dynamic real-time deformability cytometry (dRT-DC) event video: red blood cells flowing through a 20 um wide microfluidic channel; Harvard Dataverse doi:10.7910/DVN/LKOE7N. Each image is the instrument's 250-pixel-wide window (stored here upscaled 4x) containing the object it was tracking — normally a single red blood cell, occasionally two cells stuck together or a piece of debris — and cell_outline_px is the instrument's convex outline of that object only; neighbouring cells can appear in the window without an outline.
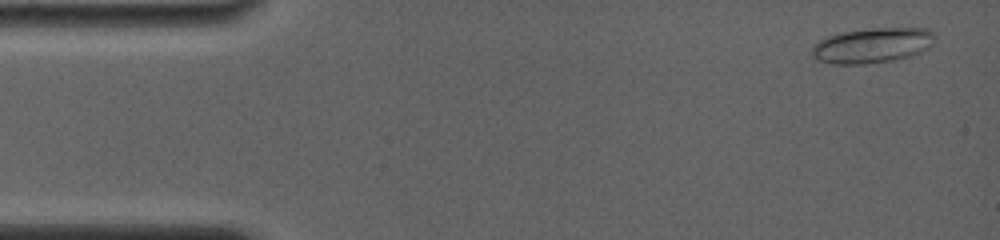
{"species": "common noctule bat (a hibernating species)", "species_latin": "Nyctalus noctula", "temperature_condition": "room temperature", "stored_images_in_passage": 7, "camera_frame_rate_fps": 4000, "um_per_image_px": 0.085, "animal": {"sex": "female", "body_mass_g": 19.0, "forearm_length_mm": 56.7}, "frame": {"image": 1, "passage_image": 1, "time_ms": 0.0, "image_size_px": [1000, 240], "cell_outline_px": [[936, 36], [932, 44], [928, 48], [912, 56], [892, 60], [864, 64], [832, 64], [816, 60], [812, 56], [812, 44], [828, 36], [844, 32], [872, 28], [928, 28]], "centroid_in_image_um": [74.14, 3.86], "position_along_channel_um": 10.9, "area_um2": 25.26}}
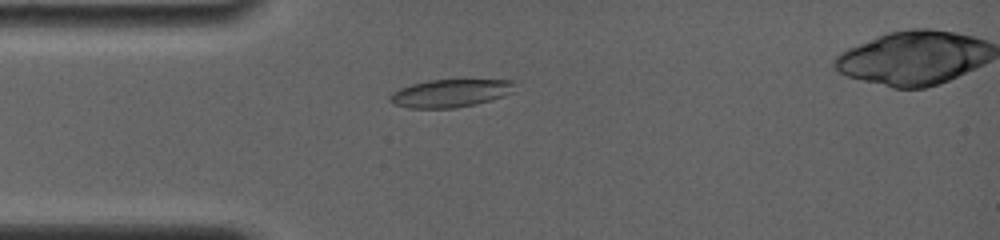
{"frame": {"image": 2, "passage_image": 5, "time_ms": 3.5, "image_size_px": [1000, 240], "cell_outline_px": [[516, 92], [504, 96], [476, 104], [456, 108], [408, 108], [392, 104], [388, 100], [388, 96], [392, 92], [400, 88], [412, 84], [428, 80], [512, 80]], "centroid_in_image_um": [38.26, 7.93], "position_along_channel_um": 46.7, "area_um2": 20.46}}
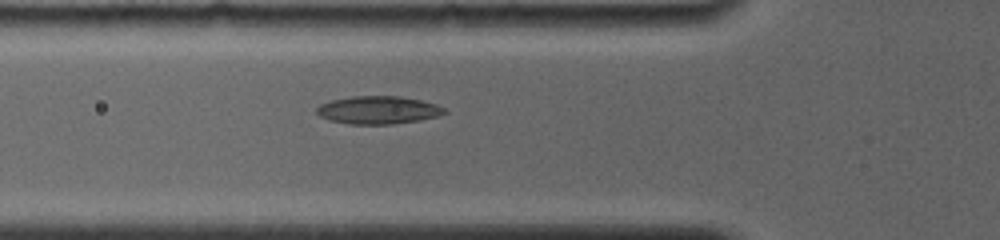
{"frame": {"image": 3, "passage_image": 7, "time_ms": 5.0, "image_size_px": [1000, 240], "cell_outline_px": [[448, 112], [436, 116], [420, 120], [392, 124], [348, 124], [328, 120], [320, 116], [316, 112], [316, 108], [320, 104], [332, 100], [352, 96], [400, 96], [420, 100], [436, 104], [444, 108]], "centroid_in_image_um": [32.12, 9.35], "position_along_channel_um": 93.7, "area_um2": 20.75}}